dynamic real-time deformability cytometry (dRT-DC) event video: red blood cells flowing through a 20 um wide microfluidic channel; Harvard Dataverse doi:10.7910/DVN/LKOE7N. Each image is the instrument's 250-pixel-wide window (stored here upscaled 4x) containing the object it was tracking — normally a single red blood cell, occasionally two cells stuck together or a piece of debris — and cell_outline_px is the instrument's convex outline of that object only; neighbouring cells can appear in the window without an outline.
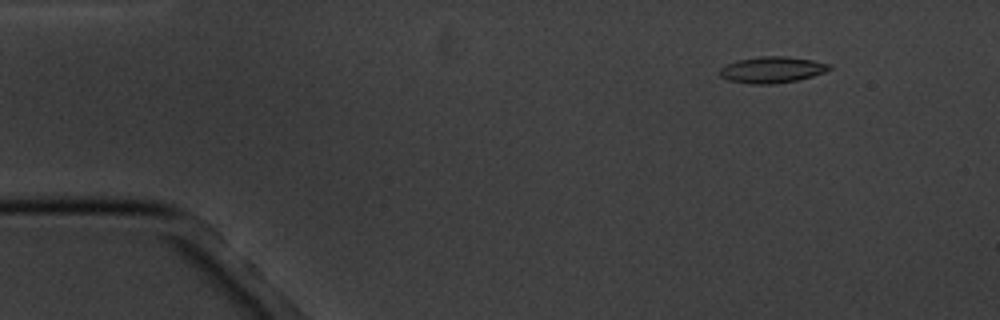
{"species": "common noctule bat (a hibernating species)", "species_latin": "Nyctalus noctula", "temperature_condition": "cold", "stored_images_in_passage": 4, "camera_frame_rate_fps": 3000, "um_per_image_px": 0.085, "animal": {"sex": "male", "body_mass_g": 20.1, "forearm_length_mm": 53.5}, "frame": {"image": 1, "passage_image": 2, "time_ms": 1.333, "image_size_px": [1000, 320], "cell_outline_px": [[832, 68], [824, 72], [812, 76], [796, 80], [772, 84], [752, 84], [728, 80], [720, 76], [720, 68], [728, 64], [740, 60], [764, 56], [784, 56], [812, 60], [832, 64]], "centroid_in_image_um": [65.65, 5.93], "position_along_channel_um": 19.4, "area_um2": 16.53}}
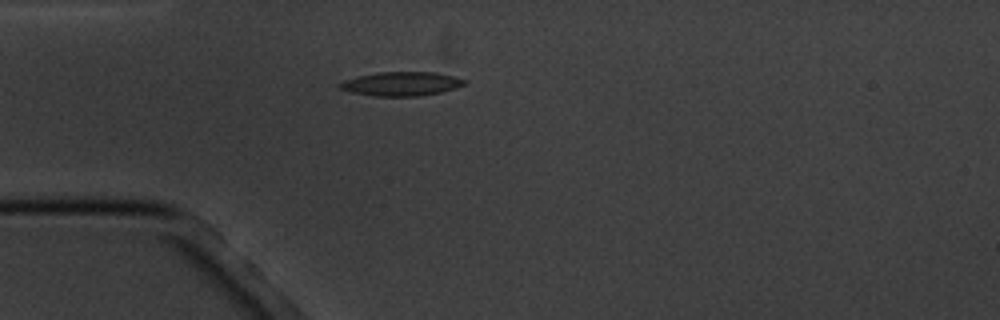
{"frame": {"image": 2, "passage_image": 4, "time_ms": 4.333, "image_size_px": [1000, 320], "cell_outline_px": [[464, 84], [456, 88], [440, 92], [420, 96], [372, 96], [348, 92], [340, 88], [336, 84], [344, 80], [360, 76], [380, 72], [436, 72], [452, 76], [464, 80]], "centroid_in_image_um": [34.06, 7.13], "position_along_channel_um": 50.9, "area_um2": 17.34}}